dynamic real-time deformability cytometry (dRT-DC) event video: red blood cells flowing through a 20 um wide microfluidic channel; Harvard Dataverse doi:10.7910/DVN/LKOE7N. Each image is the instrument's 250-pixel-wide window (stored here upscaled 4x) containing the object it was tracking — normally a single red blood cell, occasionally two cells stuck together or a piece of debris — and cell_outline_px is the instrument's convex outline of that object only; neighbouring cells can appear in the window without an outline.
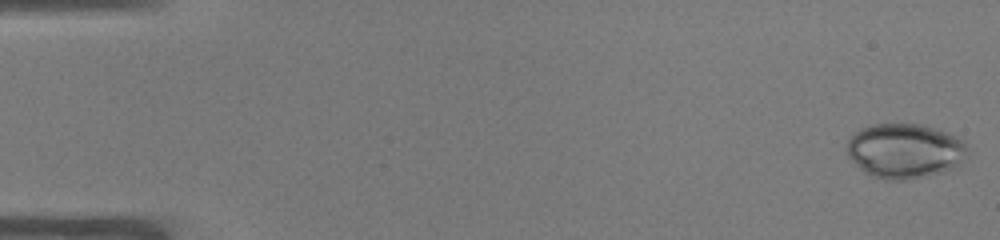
{"species": "common noctule bat (a hibernating species)", "species_latin": "Nyctalus noctula", "temperature_condition": "warm", "stored_images_in_passage": 38, "camera_frame_rate_fps": 3000, "um_per_image_px": 0.085, "animal": {"sex": "male", "body_mass_g": 19.0, "forearm_length_mm": 50.8}, "frame": {"image": 1, "passage_image": 1, "time_ms": 0.0, "image_size_px": [1000, 240], "cell_outline_px": [[968, 148], [956, 168], [940, 172], [904, 180], [888, 180], [872, 176], [864, 172], [848, 156], [848, 140], [860, 128], [872, 124], [924, 124], [948, 132], [964, 140], [968, 144]], "centroid_in_image_um": [76.92, 12.8], "position_along_channel_um": 8.1, "area_um2": 38.38}}
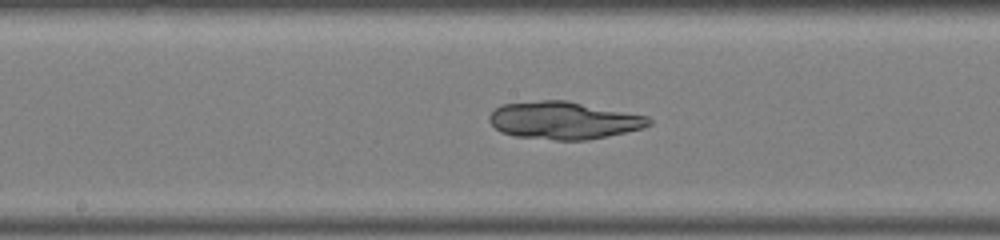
{"frame": {"image": 2, "passage_image": 27, "time_ms": 8.667, "image_size_px": [1000, 240], "cell_outline_px": [[652, 124], [644, 128], [608, 136], [588, 140], [556, 140], [516, 136], [500, 132], [488, 120], [488, 116], [500, 104], [540, 100], [564, 100], [648, 116], [652, 120]], "centroid_in_image_um": [47.92, 10.23], "position_along_channel_um": 200.3, "area_um2": 34.91}}
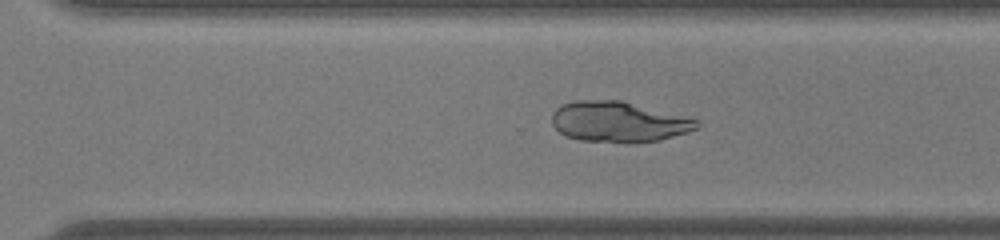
{"frame": {"image": 3, "passage_image": 36, "time_ms": 11.667, "image_size_px": [1000, 240], "cell_outline_px": [[700, 124], [696, 128], [688, 132], [660, 140], [636, 144], [624, 144], [580, 140], [564, 136], [552, 124], [552, 112], [560, 104], [576, 100], [620, 100], [700, 120]], "centroid_in_image_um": [52.56, 10.38], "position_along_channel_um": 318.0, "area_um2": 34.74}}